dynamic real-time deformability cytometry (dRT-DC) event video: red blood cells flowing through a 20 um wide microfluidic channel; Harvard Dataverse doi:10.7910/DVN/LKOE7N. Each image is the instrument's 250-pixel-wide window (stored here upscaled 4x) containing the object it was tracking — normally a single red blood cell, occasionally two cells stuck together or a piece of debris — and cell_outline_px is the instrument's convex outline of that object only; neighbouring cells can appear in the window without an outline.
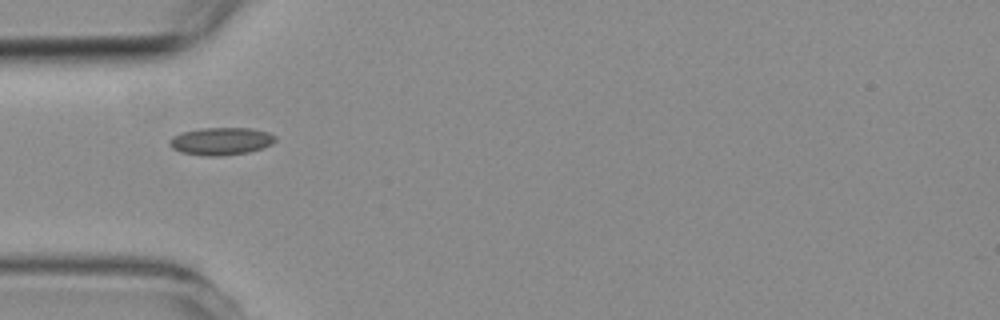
{"species": "common noctule bat (a hibernating species)", "species_latin": "Nyctalus noctula", "temperature_condition": "room temperature", "stored_images_in_passage": 3, "camera_frame_rate_fps": 3000, "um_per_image_px": 0.085, "animal": {"sex": "female", "body_mass_g": 19.3, "forearm_length_mm": 54.1}, "frame": {"image": 1, "passage_image": 1, "time_ms": 0.0, "image_size_px": [1000, 320], "cell_outline_px": [[276, 140], [272, 144], [248, 152], [220, 156], [208, 156], [180, 152], [172, 148], [168, 144], [168, 140], [172, 136], [180, 132], [200, 128], [252, 128], [268, 132], [276, 136]], "centroid_in_image_um": [18.75, 11.99], "position_along_channel_um": 66.3, "area_um2": 17.11}}
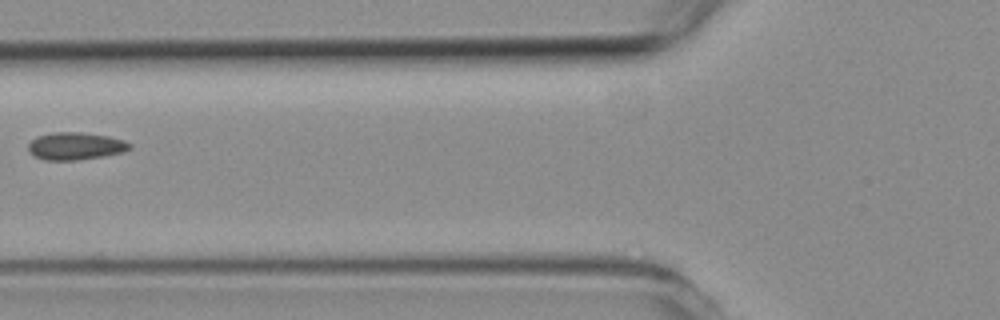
{"frame": {"image": 2, "passage_image": 2, "time_ms": 1.333, "image_size_px": [1000, 320], "cell_outline_px": [[132, 148], [124, 152], [104, 156], [76, 160], [44, 160], [28, 152], [28, 144], [36, 136], [56, 132], [80, 132], [108, 136], [124, 140], [132, 144]], "centroid_in_image_um": [6.43, 12.42], "position_along_channel_um": 119.4, "area_um2": 16.3}}
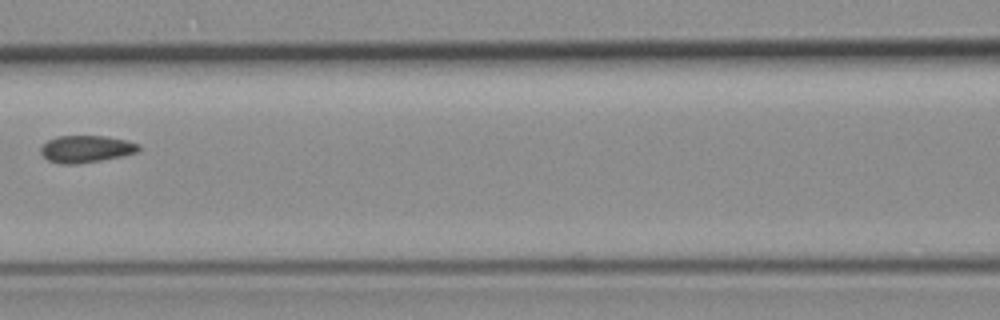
{"frame": {"image": 3, "passage_image": 3, "time_ms": 2.333, "image_size_px": [1000, 320], "cell_outline_px": [[140, 148], [136, 152], [124, 156], [76, 164], [60, 164], [48, 160], [40, 152], [40, 148], [48, 140], [56, 136], [104, 136], [124, 140], [140, 144]], "centroid_in_image_um": [7.3, 12.66], "position_along_channel_um": 159.3, "area_um2": 15.37}}